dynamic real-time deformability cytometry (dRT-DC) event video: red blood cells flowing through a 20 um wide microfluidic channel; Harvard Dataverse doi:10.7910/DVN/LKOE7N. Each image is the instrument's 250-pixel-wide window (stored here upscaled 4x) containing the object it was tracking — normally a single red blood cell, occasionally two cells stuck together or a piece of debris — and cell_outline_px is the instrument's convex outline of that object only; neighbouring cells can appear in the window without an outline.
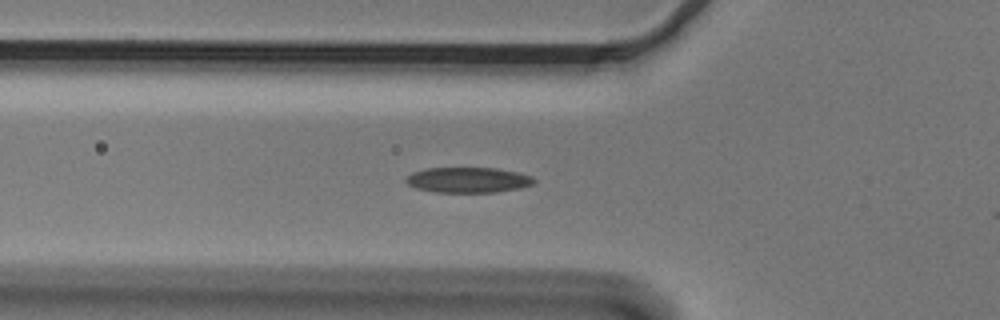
{"species": "Egyptian fruit bat (a non-hibernating species)", "species_latin": "Rousettus aegyptiacus", "temperature_condition": "cold", "stored_images_in_passage": 38, "camera_frame_rate_fps": 3000, "um_per_image_px": 0.085, "animal": {"sex": "male"}, "frame": {"image": 1, "passage_image": 2, "time_ms": 0.333, "image_size_px": [1000, 320], "cell_outline_px": [[536, 180], [532, 184], [520, 188], [496, 192], [432, 192], [416, 188], [408, 184], [404, 180], [412, 172], [424, 168], [496, 168], [516, 172], [532, 176]], "centroid_in_image_um": [39.76, 15.29], "position_along_channel_um": 86.0, "area_um2": 18.96}}
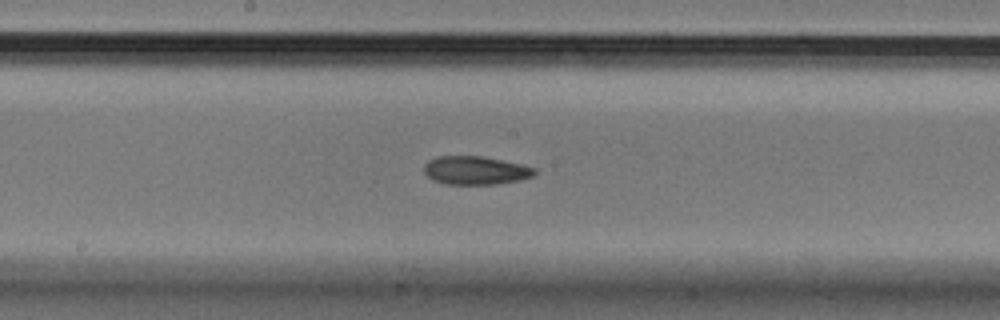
{"frame": {"image": 2, "passage_image": 12, "time_ms": 3.667, "image_size_px": [1000, 320], "cell_outline_px": [[536, 172], [532, 176], [520, 180], [496, 184], [444, 184], [432, 180], [424, 172], [424, 164], [428, 160], [436, 156], [480, 156], [520, 164], [536, 168]], "centroid_in_image_um": [40.38, 14.48], "position_along_channel_um": 207.8, "area_um2": 18.26}}
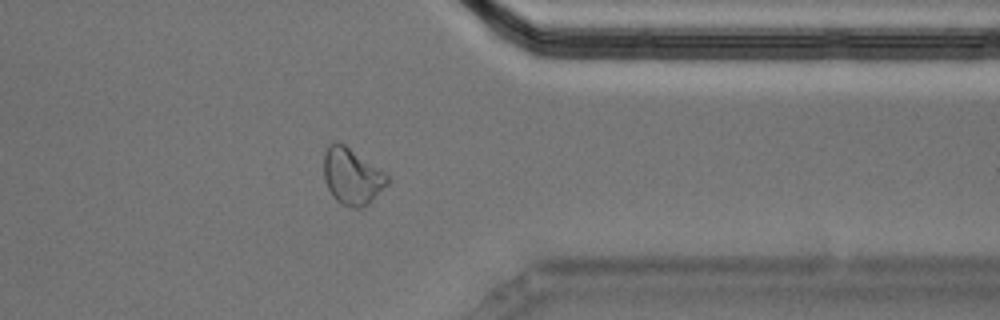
{"frame": {"image": 3, "passage_image": 27, "time_ms": 8.667, "image_size_px": [1000, 320], "cell_outline_px": [[388, 184], [364, 208], [352, 208], [336, 200], [332, 196], [324, 180], [324, 152], [328, 144], [332, 140], [336, 140], [344, 144], [384, 172], [388, 176]], "centroid_in_image_um": [29.89, 14.98], "position_along_channel_um": 381.5, "area_um2": 20.87}}